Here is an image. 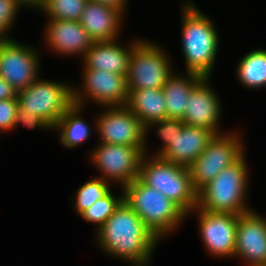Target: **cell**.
<instances>
[{
    "label": "cell",
    "instance_id": "cell-1",
    "mask_svg": "<svg viewBox=\"0 0 266 266\" xmlns=\"http://www.w3.org/2000/svg\"><path fill=\"white\" fill-rule=\"evenodd\" d=\"M98 246L132 265L148 266L159 239L123 200L97 230Z\"/></svg>",
    "mask_w": 266,
    "mask_h": 266
},
{
    "label": "cell",
    "instance_id": "cell-2",
    "mask_svg": "<svg viewBox=\"0 0 266 266\" xmlns=\"http://www.w3.org/2000/svg\"><path fill=\"white\" fill-rule=\"evenodd\" d=\"M184 4L181 41L186 72L210 78L219 47L217 30L214 22L191 1Z\"/></svg>",
    "mask_w": 266,
    "mask_h": 266
},
{
    "label": "cell",
    "instance_id": "cell-3",
    "mask_svg": "<svg viewBox=\"0 0 266 266\" xmlns=\"http://www.w3.org/2000/svg\"><path fill=\"white\" fill-rule=\"evenodd\" d=\"M122 191L123 200L159 240L176 229L187 217L176 203L139 178L124 186Z\"/></svg>",
    "mask_w": 266,
    "mask_h": 266
},
{
    "label": "cell",
    "instance_id": "cell-4",
    "mask_svg": "<svg viewBox=\"0 0 266 266\" xmlns=\"http://www.w3.org/2000/svg\"><path fill=\"white\" fill-rule=\"evenodd\" d=\"M243 155L236 163L224 168L198 192L197 207L210 212L244 214L252 210L246 206L247 163Z\"/></svg>",
    "mask_w": 266,
    "mask_h": 266
},
{
    "label": "cell",
    "instance_id": "cell-5",
    "mask_svg": "<svg viewBox=\"0 0 266 266\" xmlns=\"http://www.w3.org/2000/svg\"><path fill=\"white\" fill-rule=\"evenodd\" d=\"M138 178L176 203L187 216L198 205V192L193 187L187 167L155 155L148 159L145 153Z\"/></svg>",
    "mask_w": 266,
    "mask_h": 266
},
{
    "label": "cell",
    "instance_id": "cell-6",
    "mask_svg": "<svg viewBox=\"0 0 266 266\" xmlns=\"http://www.w3.org/2000/svg\"><path fill=\"white\" fill-rule=\"evenodd\" d=\"M17 100L21 109L37 114L53 128L73 105V86L38 77L34 83L17 92Z\"/></svg>",
    "mask_w": 266,
    "mask_h": 266
},
{
    "label": "cell",
    "instance_id": "cell-7",
    "mask_svg": "<svg viewBox=\"0 0 266 266\" xmlns=\"http://www.w3.org/2000/svg\"><path fill=\"white\" fill-rule=\"evenodd\" d=\"M164 49L148 40L133 47L126 76L127 89H162L173 74Z\"/></svg>",
    "mask_w": 266,
    "mask_h": 266
},
{
    "label": "cell",
    "instance_id": "cell-8",
    "mask_svg": "<svg viewBox=\"0 0 266 266\" xmlns=\"http://www.w3.org/2000/svg\"><path fill=\"white\" fill-rule=\"evenodd\" d=\"M238 135L232 132L215 135L205 150L188 167L191 182L197 192L224 168L233 165L244 155V144Z\"/></svg>",
    "mask_w": 266,
    "mask_h": 266
},
{
    "label": "cell",
    "instance_id": "cell-9",
    "mask_svg": "<svg viewBox=\"0 0 266 266\" xmlns=\"http://www.w3.org/2000/svg\"><path fill=\"white\" fill-rule=\"evenodd\" d=\"M144 152L138 146L99 143L90 155L103 180L116 181L122 188L139 177Z\"/></svg>",
    "mask_w": 266,
    "mask_h": 266
},
{
    "label": "cell",
    "instance_id": "cell-10",
    "mask_svg": "<svg viewBox=\"0 0 266 266\" xmlns=\"http://www.w3.org/2000/svg\"><path fill=\"white\" fill-rule=\"evenodd\" d=\"M98 116L95 129L101 143L138 146L144 153L147 148L146 127L127 106L105 107Z\"/></svg>",
    "mask_w": 266,
    "mask_h": 266
},
{
    "label": "cell",
    "instance_id": "cell-11",
    "mask_svg": "<svg viewBox=\"0 0 266 266\" xmlns=\"http://www.w3.org/2000/svg\"><path fill=\"white\" fill-rule=\"evenodd\" d=\"M83 74L84 88L79 92L73 87V104L84 106L87 97L105 107L127 105L129 91L126 76L89 68H84Z\"/></svg>",
    "mask_w": 266,
    "mask_h": 266
},
{
    "label": "cell",
    "instance_id": "cell-12",
    "mask_svg": "<svg viewBox=\"0 0 266 266\" xmlns=\"http://www.w3.org/2000/svg\"><path fill=\"white\" fill-rule=\"evenodd\" d=\"M38 52L16 40H0V77L19 92L38 78Z\"/></svg>",
    "mask_w": 266,
    "mask_h": 266
},
{
    "label": "cell",
    "instance_id": "cell-13",
    "mask_svg": "<svg viewBox=\"0 0 266 266\" xmlns=\"http://www.w3.org/2000/svg\"><path fill=\"white\" fill-rule=\"evenodd\" d=\"M199 230L205 249L212 256L234 257L238 215L231 213L205 211L197 206Z\"/></svg>",
    "mask_w": 266,
    "mask_h": 266
},
{
    "label": "cell",
    "instance_id": "cell-14",
    "mask_svg": "<svg viewBox=\"0 0 266 266\" xmlns=\"http://www.w3.org/2000/svg\"><path fill=\"white\" fill-rule=\"evenodd\" d=\"M234 256L247 266H266V218L254 210L238 215Z\"/></svg>",
    "mask_w": 266,
    "mask_h": 266
},
{
    "label": "cell",
    "instance_id": "cell-15",
    "mask_svg": "<svg viewBox=\"0 0 266 266\" xmlns=\"http://www.w3.org/2000/svg\"><path fill=\"white\" fill-rule=\"evenodd\" d=\"M210 78H202L192 89L182 121L185 125L204 127L216 135L219 129L221 104L218 95L210 88Z\"/></svg>",
    "mask_w": 266,
    "mask_h": 266
},
{
    "label": "cell",
    "instance_id": "cell-16",
    "mask_svg": "<svg viewBox=\"0 0 266 266\" xmlns=\"http://www.w3.org/2000/svg\"><path fill=\"white\" fill-rule=\"evenodd\" d=\"M216 134L204 127L183 125L172 143L159 155L171 163L189 167L205 150Z\"/></svg>",
    "mask_w": 266,
    "mask_h": 266
},
{
    "label": "cell",
    "instance_id": "cell-17",
    "mask_svg": "<svg viewBox=\"0 0 266 266\" xmlns=\"http://www.w3.org/2000/svg\"><path fill=\"white\" fill-rule=\"evenodd\" d=\"M45 31L47 45L61 55L85 56L94 43L79 21L49 19Z\"/></svg>",
    "mask_w": 266,
    "mask_h": 266
},
{
    "label": "cell",
    "instance_id": "cell-18",
    "mask_svg": "<svg viewBox=\"0 0 266 266\" xmlns=\"http://www.w3.org/2000/svg\"><path fill=\"white\" fill-rule=\"evenodd\" d=\"M123 13L111 6L88 0L79 22L93 42L116 40Z\"/></svg>",
    "mask_w": 266,
    "mask_h": 266
},
{
    "label": "cell",
    "instance_id": "cell-19",
    "mask_svg": "<svg viewBox=\"0 0 266 266\" xmlns=\"http://www.w3.org/2000/svg\"><path fill=\"white\" fill-rule=\"evenodd\" d=\"M139 41L134 40L127 48L117 40L94 42L83 56V66L127 76L132 49Z\"/></svg>",
    "mask_w": 266,
    "mask_h": 266
},
{
    "label": "cell",
    "instance_id": "cell-20",
    "mask_svg": "<svg viewBox=\"0 0 266 266\" xmlns=\"http://www.w3.org/2000/svg\"><path fill=\"white\" fill-rule=\"evenodd\" d=\"M147 128L151 123L166 118V104L163 89L129 90L126 105Z\"/></svg>",
    "mask_w": 266,
    "mask_h": 266
},
{
    "label": "cell",
    "instance_id": "cell-21",
    "mask_svg": "<svg viewBox=\"0 0 266 266\" xmlns=\"http://www.w3.org/2000/svg\"><path fill=\"white\" fill-rule=\"evenodd\" d=\"M187 77L171 75L163 86L166 118L180 119L184 117L188 99L193 87L203 78L187 72Z\"/></svg>",
    "mask_w": 266,
    "mask_h": 266
},
{
    "label": "cell",
    "instance_id": "cell-22",
    "mask_svg": "<svg viewBox=\"0 0 266 266\" xmlns=\"http://www.w3.org/2000/svg\"><path fill=\"white\" fill-rule=\"evenodd\" d=\"M80 105L73 104L58 120L52 129L60 130V141L64 147L74 148L84 143L90 136L88 124L80 117Z\"/></svg>",
    "mask_w": 266,
    "mask_h": 266
},
{
    "label": "cell",
    "instance_id": "cell-23",
    "mask_svg": "<svg viewBox=\"0 0 266 266\" xmlns=\"http://www.w3.org/2000/svg\"><path fill=\"white\" fill-rule=\"evenodd\" d=\"M240 83L251 89L266 86V49L250 51L242 57L237 67Z\"/></svg>",
    "mask_w": 266,
    "mask_h": 266
},
{
    "label": "cell",
    "instance_id": "cell-24",
    "mask_svg": "<svg viewBox=\"0 0 266 266\" xmlns=\"http://www.w3.org/2000/svg\"><path fill=\"white\" fill-rule=\"evenodd\" d=\"M109 182L101 176L92 178L79 187L75 195V209L78 215L91 207L97 200L106 196L111 190Z\"/></svg>",
    "mask_w": 266,
    "mask_h": 266
},
{
    "label": "cell",
    "instance_id": "cell-25",
    "mask_svg": "<svg viewBox=\"0 0 266 266\" xmlns=\"http://www.w3.org/2000/svg\"><path fill=\"white\" fill-rule=\"evenodd\" d=\"M88 0H45L40 10L47 13V19L79 21Z\"/></svg>",
    "mask_w": 266,
    "mask_h": 266
},
{
    "label": "cell",
    "instance_id": "cell-26",
    "mask_svg": "<svg viewBox=\"0 0 266 266\" xmlns=\"http://www.w3.org/2000/svg\"><path fill=\"white\" fill-rule=\"evenodd\" d=\"M123 201V193L119 198L110 191L106 196L97 200L91 207L83 211L79 216L87 222L96 224L97 230L114 213L115 209Z\"/></svg>",
    "mask_w": 266,
    "mask_h": 266
},
{
    "label": "cell",
    "instance_id": "cell-27",
    "mask_svg": "<svg viewBox=\"0 0 266 266\" xmlns=\"http://www.w3.org/2000/svg\"><path fill=\"white\" fill-rule=\"evenodd\" d=\"M154 125H158L157 132L159 137L163 140L162 147L159 148L160 150L155 154V156H159L172 143V140L176 135V131H181L184 122L180 119L165 118L161 121L151 123L146 128V134H148L149 128L151 126H153L152 128L155 127Z\"/></svg>",
    "mask_w": 266,
    "mask_h": 266
},
{
    "label": "cell",
    "instance_id": "cell-28",
    "mask_svg": "<svg viewBox=\"0 0 266 266\" xmlns=\"http://www.w3.org/2000/svg\"><path fill=\"white\" fill-rule=\"evenodd\" d=\"M21 7L17 0H0V40L10 39L7 35L8 29L13 25L17 12Z\"/></svg>",
    "mask_w": 266,
    "mask_h": 266
},
{
    "label": "cell",
    "instance_id": "cell-29",
    "mask_svg": "<svg viewBox=\"0 0 266 266\" xmlns=\"http://www.w3.org/2000/svg\"><path fill=\"white\" fill-rule=\"evenodd\" d=\"M17 109V98L0 100V132L13 130Z\"/></svg>",
    "mask_w": 266,
    "mask_h": 266
},
{
    "label": "cell",
    "instance_id": "cell-30",
    "mask_svg": "<svg viewBox=\"0 0 266 266\" xmlns=\"http://www.w3.org/2000/svg\"><path fill=\"white\" fill-rule=\"evenodd\" d=\"M18 124H22L25 127L32 129L38 127L45 130L46 129L52 130V127L40 116H38L37 114L28 113L25 110L21 109L19 106L15 116L14 128L17 127Z\"/></svg>",
    "mask_w": 266,
    "mask_h": 266
},
{
    "label": "cell",
    "instance_id": "cell-31",
    "mask_svg": "<svg viewBox=\"0 0 266 266\" xmlns=\"http://www.w3.org/2000/svg\"><path fill=\"white\" fill-rule=\"evenodd\" d=\"M17 98V91L6 80L0 77V100Z\"/></svg>",
    "mask_w": 266,
    "mask_h": 266
},
{
    "label": "cell",
    "instance_id": "cell-32",
    "mask_svg": "<svg viewBox=\"0 0 266 266\" xmlns=\"http://www.w3.org/2000/svg\"><path fill=\"white\" fill-rule=\"evenodd\" d=\"M93 2H97L100 3L102 5H107V6H111L115 9H118L119 11H121L123 14L126 11L125 8L127 7L126 0H90Z\"/></svg>",
    "mask_w": 266,
    "mask_h": 266
},
{
    "label": "cell",
    "instance_id": "cell-33",
    "mask_svg": "<svg viewBox=\"0 0 266 266\" xmlns=\"http://www.w3.org/2000/svg\"><path fill=\"white\" fill-rule=\"evenodd\" d=\"M21 6H27L29 5L30 8H41L45 2V0H17Z\"/></svg>",
    "mask_w": 266,
    "mask_h": 266
}]
</instances>
